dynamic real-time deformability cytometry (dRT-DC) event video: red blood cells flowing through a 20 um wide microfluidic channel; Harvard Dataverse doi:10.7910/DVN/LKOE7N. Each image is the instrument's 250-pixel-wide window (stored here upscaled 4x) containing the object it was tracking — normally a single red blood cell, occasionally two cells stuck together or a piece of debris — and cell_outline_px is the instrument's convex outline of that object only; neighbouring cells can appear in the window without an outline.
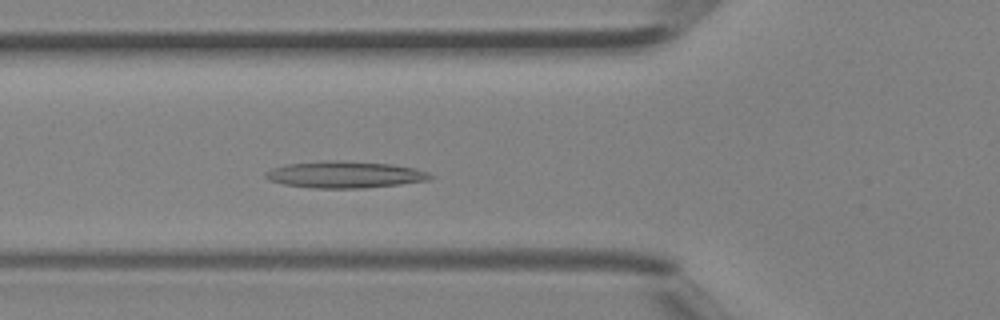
{"species": "Egyptian fruit bat (a non-hibernating species)", "species_latin": "Rousettus aegyptiacus", "temperature_condition": "room temperature", "stored_images_in_passage": 39, "camera_frame_rate_fps": 3000, "um_per_image_px": 0.085, "animal": {"sex": "female"}, "frame": {"image": 1, "passage_image": 12, "time_ms": 3.667, "image_size_px": [1000, 320], "cell_outline_px": [[436, 176], [428, 180], [400, 184], [364, 188], [312, 188], [284, 184], [268, 180], [264, 176], [264, 172], [272, 168], [288, 164], [320, 160], [340, 160], [392, 164], [416, 168], [428, 172]], "centroid_in_image_um": [29.31, 14.83], "position_along_channel_um": 96.5, "area_um2": 25.89}}
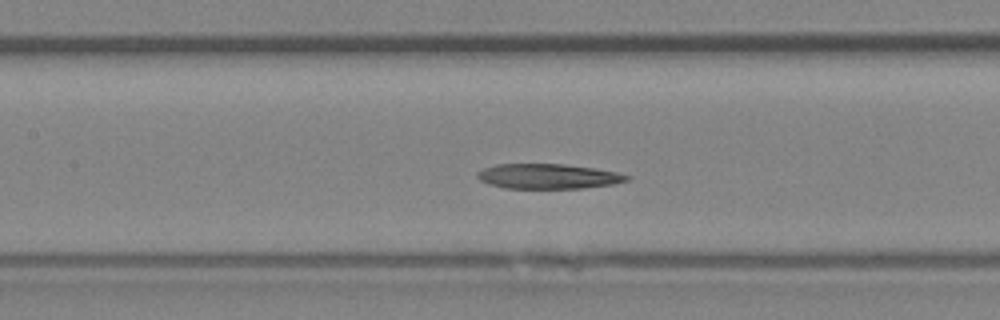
{"frame": {"image": 2, "passage_image": 16, "time_ms": 5.0, "image_size_px": [1000, 320], "cell_outline_px": [[632, 176], [628, 180], [612, 184], [584, 188], [504, 188], [488, 184], [480, 180], [476, 176], [476, 172], [484, 168], [496, 164], [564, 164], [596, 168], [616, 172]], "centroid_in_image_um": [46.57, 14.98], "position_along_channel_um": 160.8, "area_um2": 21.79}}
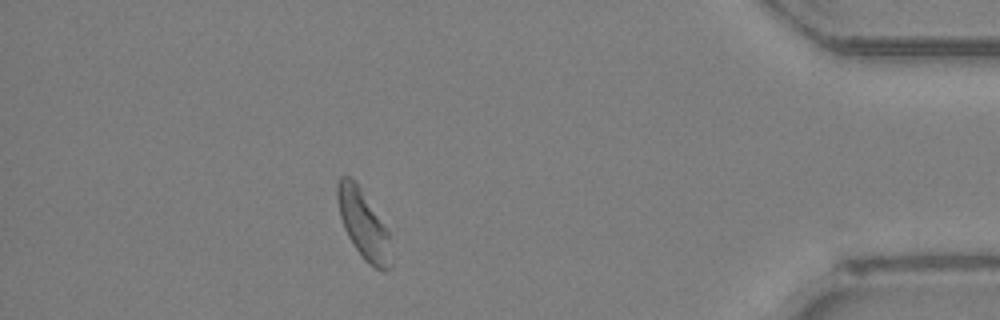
{"frame": {"image": 3, "passage_image": 34, "time_ms": 11.0, "image_size_px": [1000, 320], "cell_outline_px": [[392, 268], [384, 272], [380, 272], [368, 264], [364, 260], [348, 236], [344, 228], [340, 216], [336, 196], [336, 184], [340, 176], [348, 176], [356, 180], [388, 232], [392, 264]], "centroid_in_image_um": [30.88, 19.09], "position_along_channel_um": 404.3, "area_um2": 21.56}}